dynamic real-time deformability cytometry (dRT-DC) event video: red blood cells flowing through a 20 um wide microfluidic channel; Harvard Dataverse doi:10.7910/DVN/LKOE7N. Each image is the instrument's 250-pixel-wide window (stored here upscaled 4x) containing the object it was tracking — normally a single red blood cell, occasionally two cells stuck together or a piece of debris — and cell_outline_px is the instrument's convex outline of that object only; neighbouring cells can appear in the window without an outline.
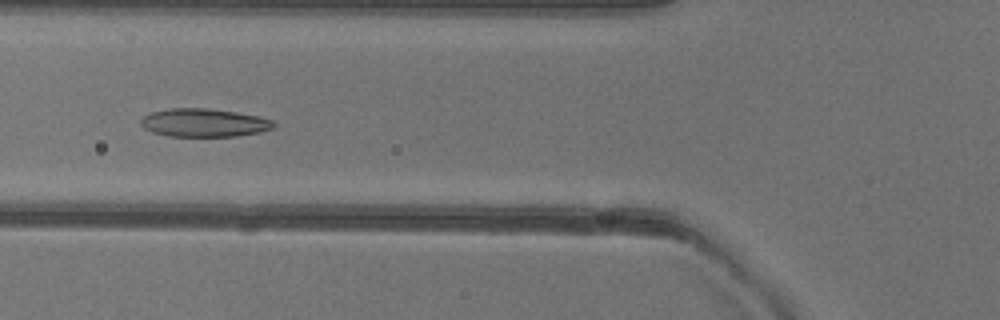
{"species": "common noctule bat (a hibernating species)", "species_latin": "Nyctalus noctula", "temperature_condition": "warm", "stored_images_in_passage": 51, "camera_frame_rate_fps": 3000, "um_per_image_px": 0.085, "animal": {"sex": "female"}, "frame": {"image": 1, "passage_image": 19, "time_ms": 6.0, "image_size_px": [1000, 320], "cell_outline_px": [[276, 124], [272, 128], [260, 132], [236, 136], [168, 136], [152, 132], [144, 128], [140, 124], [140, 120], [148, 112], [172, 108], [208, 108], [236, 112], [256, 116], [272, 120]], "centroid_in_image_um": [17.3, 10.43], "position_along_channel_um": 108.5, "area_um2": 21.85}}
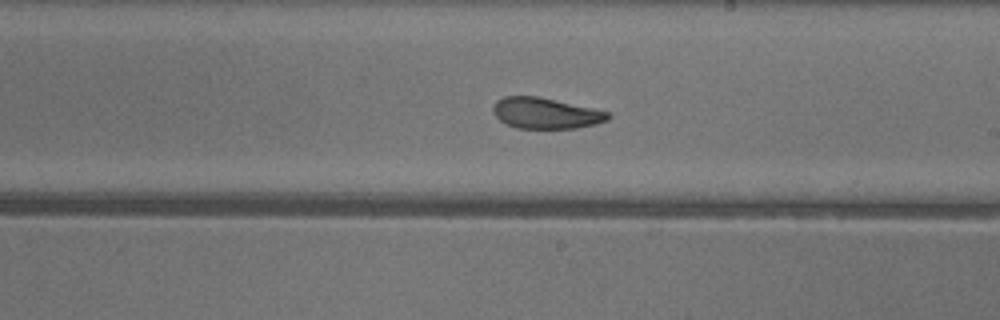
{"frame": {"image": 2, "passage_image": 29, "time_ms": 9.333, "image_size_px": [1000, 320], "cell_outline_px": [[612, 116], [608, 120], [596, 124], [576, 128], [516, 128], [500, 120], [492, 112], [492, 108], [496, 100], [504, 96], [540, 96], [592, 108], [608, 112]], "centroid_in_image_um": [46.37, 9.61], "position_along_channel_um": 242.6, "area_um2": 20.75}}
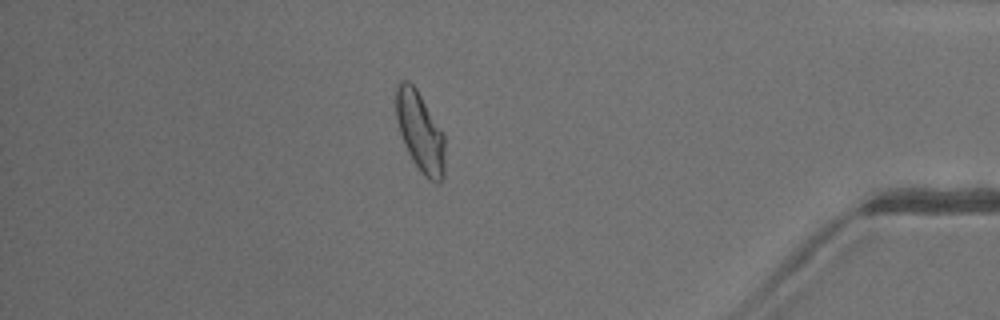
{"frame": {"image": 3, "passage_image": 44, "time_ms": 14.333, "image_size_px": [1000, 320], "cell_outline_px": [[444, 176], [440, 184], [436, 184], [428, 180], [420, 172], [412, 160], [404, 144], [396, 120], [396, 84], [400, 80], [408, 80], [416, 88], [444, 132]], "centroid_in_image_um": [35.72, 11.23], "position_along_channel_um": 399.5, "area_um2": 23.12}, "authors_computed_cell_mechanics": {"area_um2": 23.12, "velocity_mm_per_s": 4.0271, "shape_relaxation_time_tau1_ms": 4.7358, "shape_relaxation_time_tau2_ms": 1.6445, "deformation_change_tau1": 0.1425, "deformation_change_tau2": 0.0788}}